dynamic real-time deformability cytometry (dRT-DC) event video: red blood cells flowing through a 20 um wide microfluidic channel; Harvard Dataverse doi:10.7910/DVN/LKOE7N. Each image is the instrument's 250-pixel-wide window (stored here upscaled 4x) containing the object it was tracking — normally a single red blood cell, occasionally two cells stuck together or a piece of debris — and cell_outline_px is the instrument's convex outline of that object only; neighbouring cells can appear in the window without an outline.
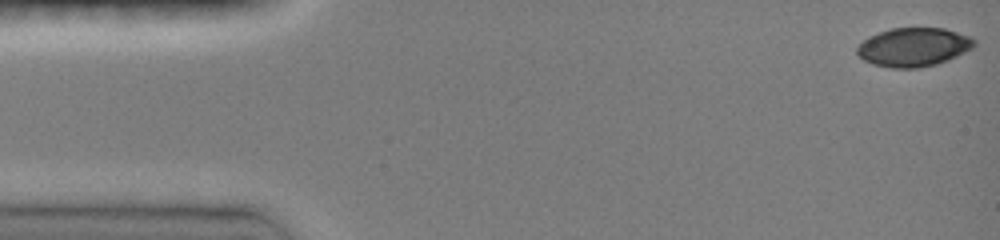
{"species": "common noctule bat (a hibernating species)", "species_latin": "Nyctalus noctula", "temperature_condition": "room temperature", "stored_images_in_passage": 54, "camera_frame_rate_fps": 3000, "um_per_image_px": 0.085, "animal": {"sex": "female", "body_mass_g": 19.0, "forearm_length_mm": 51.5}, "frame": {"image": 1, "passage_image": 1, "time_ms": 0.0, "image_size_px": [1000, 240], "cell_outline_px": [[976, 44], [972, 48], [948, 60], [936, 64], [916, 68], [892, 68], [872, 64], [864, 60], [856, 52], [856, 48], [864, 40], [880, 32], [892, 28], [944, 28], [972, 36], [976, 40]], "centroid_in_image_um": [77.69, 4.0], "position_along_channel_um": 7.3, "area_um2": 26.36}}
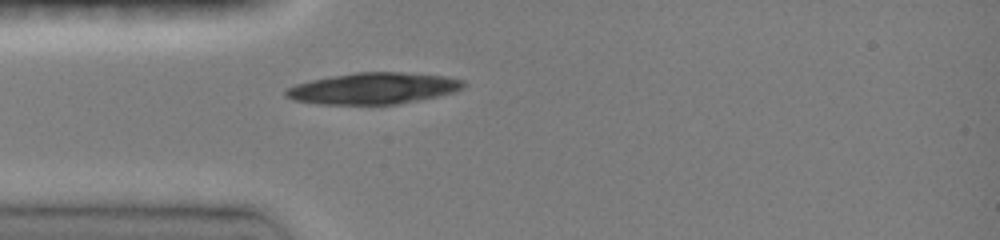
{"frame": {"image": 2, "passage_image": 15, "time_ms": 4.0, "image_size_px": [1000, 240], "cell_outline_px": [[468, 84], [452, 92], [436, 96], [400, 104], [316, 104], [292, 100], [284, 96], [284, 92], [288, 88], [296, 84], [312, 80], [332, 76], [356, 72], [404, 72], [444, 76], [464, 80]], "centroid_in_image_um": [31.71, 7.51], "position_along_channel_um": 53.3, "area_um2": 32.37}}
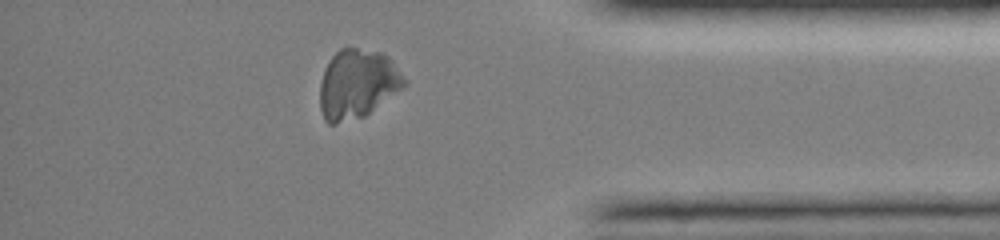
{"frame": {"image": 3, "passage_image": 47, "time_ms": 13.0, "image_size_px": [1000, 240], "cell_outline_px": [[408, 84], [364, 116], [336, 124], [328, 124], [324, 120], [320, 108], [320, 84], [324, 68], [328, 60], [340, 48], [356, 48], [384, 52], [392, 60], [408, 80]], "centroid_in_image_um": [30.38, 7.12], "position_along_channel_um": 404.8, "area_um2": 34.33}}